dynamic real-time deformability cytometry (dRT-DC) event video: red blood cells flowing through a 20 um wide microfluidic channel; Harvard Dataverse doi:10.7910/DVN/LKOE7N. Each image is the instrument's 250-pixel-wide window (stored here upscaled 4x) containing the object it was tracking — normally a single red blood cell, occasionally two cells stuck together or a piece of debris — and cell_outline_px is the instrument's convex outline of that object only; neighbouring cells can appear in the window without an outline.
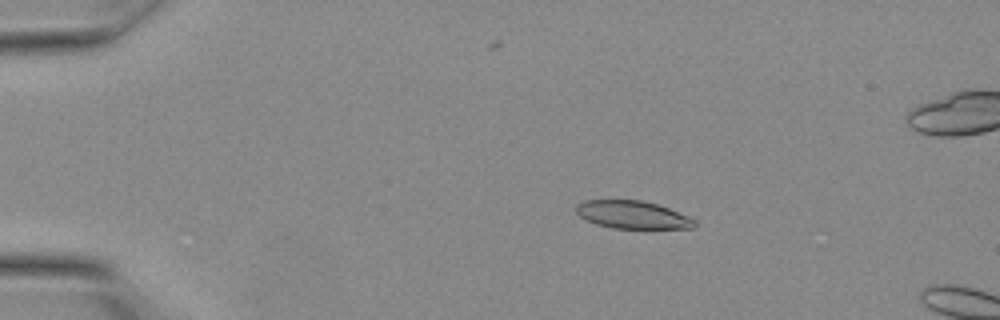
{"species": "Egyptian fruit bat (a non-hibernating species)", "species_latin": "Rousettus aegyptiacus", "temperature_condition": "warm", "stored_images_in_passage": 9, "camera_frame_rate_fps": 3000, "um_per_image_px": 0.085, "animal": {"sex": "female"}, "frame": {"image": 1, "passage_image": 6, "time_ms": 1.667, "image_size_px": [1000, 320], "cell_outline_px": [[696, 228], [612, 228], [596, 224], [580, 216], [576, 212], [576, 204], [584, 200], [640, 200], [656, 204], [668, 208], [688, 216], [696, 220]], "centroid_in_image_um": [53.76, 18.25], "position_along_channel_um": 31.2, "area_um2": 19.07}}